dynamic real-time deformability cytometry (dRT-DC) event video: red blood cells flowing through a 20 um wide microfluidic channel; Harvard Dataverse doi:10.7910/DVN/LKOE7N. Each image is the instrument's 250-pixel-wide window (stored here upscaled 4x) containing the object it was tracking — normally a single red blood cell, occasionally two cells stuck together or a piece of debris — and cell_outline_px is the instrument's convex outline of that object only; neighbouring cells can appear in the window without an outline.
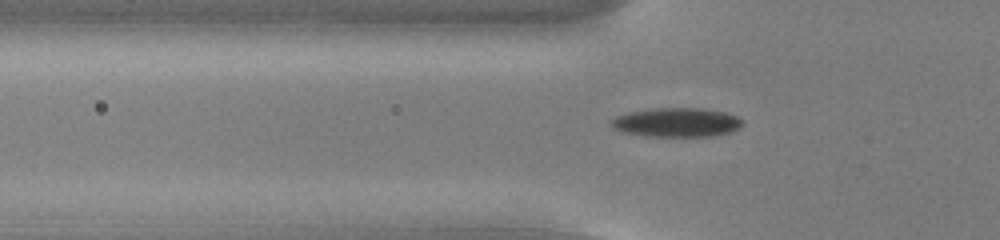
{"species": "common noctule bat (a hibernating species)", "species_latin": "Nyctalus noctula", "temperature_condition": "cold", "stored_images_in_passage": 50, "camera_frame_rate_fps": 3000, "um_per_image_px": 0.085, "animal": {"sex": "male", "body_mass_g": 13.0, "forearm_length_mm": 53.1}, "frame": {"image": 1, "passage_image": 14, "time_ms": 4.333, "image_size_px": [1000, 240], "cell_outline_px": [[744, 124], [740, 128], [732, 132], [712, 136], [648, 136], [620, 132], [612, 128], [608, 124], [608, 120], [616, 116], [628, 112], [652, 108], [704, 108], [724, 112], [736, 116], [744, 120]], "centroid_in_image_um": [57.48, 10.4], "position_along_channel_um": 68.3, "area_um2": 22.72}}
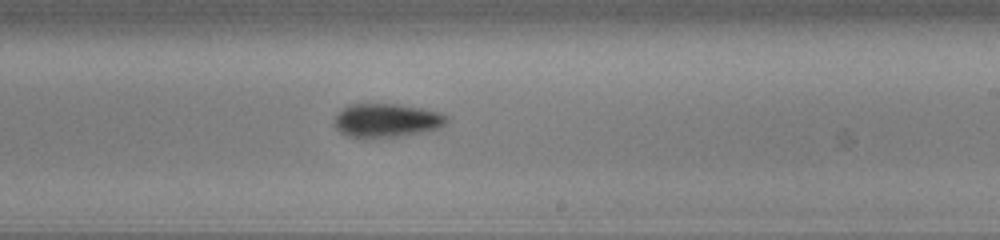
{"frame": {"image": 2, "passage_image": 29, "time_ms": 9.333, "image_size_px": [1000, 240], "cell_outline_px": [[448, 120], [444, 124], [436, 128], [420, 132], [400, 136], [372, 140], [348, 136], [340, 132], [332, 124], [336, 112], [340, 108], [348, 104], [400, 104], [440, 112], [448, 116]], "centroid_in_image_um": [32.76, 10.24], "position_along_channel_um": 256.2, "area_um2": 22.6}}
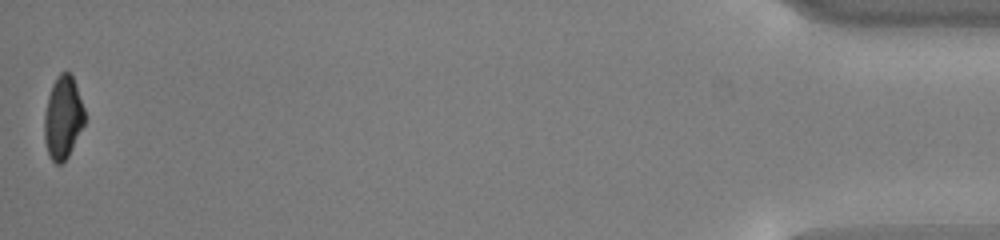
{"frame": {"image": 3, "passage_image": 50, "time_ms": 16.333, "image_size_px": [1000, 240], "cell_outline_px": [[84, 124], [68, 156], [60, 164], [56, 164], [52, 160], [48, 152], [44, 140], [44, 116], [48, 96], [52, 84], [56, 76], [60, 72], [68, 72], [72, 76], [84, 108]], "centroid_in_image_um": [5.33, 9.99], "position_along_channel_um": 429.9, "area_um2": 19.19}, "authors_computed_cell_mechanics": {"area_um2": 21.0392, "velocity_mm_per_s": 3.7862, "shape_relaxation_time_tau1_ms": 3.3192, "shape_relaxation_time_tau2_ms": 9.78, "deformation_change_tau1": 0.1105, "deformation_change_tau2": 0.1748}}